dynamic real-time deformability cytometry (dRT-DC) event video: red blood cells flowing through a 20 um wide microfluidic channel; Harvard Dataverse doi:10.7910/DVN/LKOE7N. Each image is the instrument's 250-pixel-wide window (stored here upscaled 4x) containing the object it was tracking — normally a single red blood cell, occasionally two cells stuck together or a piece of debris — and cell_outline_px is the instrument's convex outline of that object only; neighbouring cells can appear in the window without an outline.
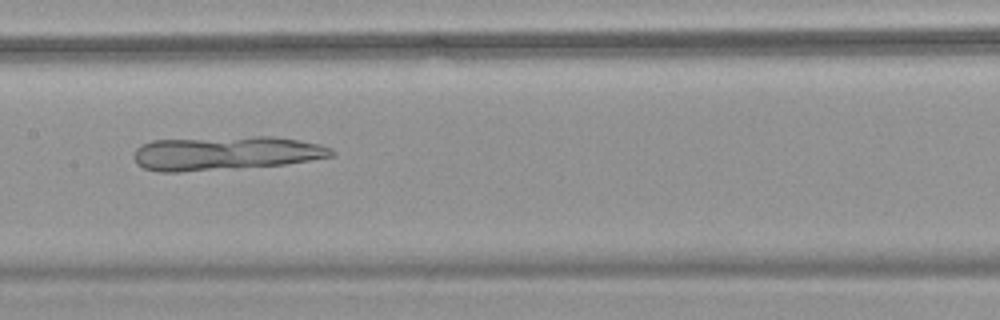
{"species": "common noctule bat (a hibernating species)", "species_latin": "Nyctalus noctula", "temperature_condition": "warm", "stored_images_in_passage": 55, "camera_frame_rate_fps": 3000, "um_per_image_px": 0.085, "animal": {"sex": "female", "body_mass_g": 18.4}, "frame": {"image": 1, "passage_image": 29, "time_ms": 9.333, "image_size_px": [1000, 320], "cell_outline_px": [[336, 152], [332, 156], [284, 164], [240, 168], [180, 172], [160, 172], [144, 168], [136, 164], [132, 156], [136, 148], [140, 144], [152, 140], [252, 136], [272, 136], [320, 144], [332, 148]], "centroid_in_image_um": [19.12, 13.02], "position_along_channel_um": 188.3, "area_um2": 39.3}}
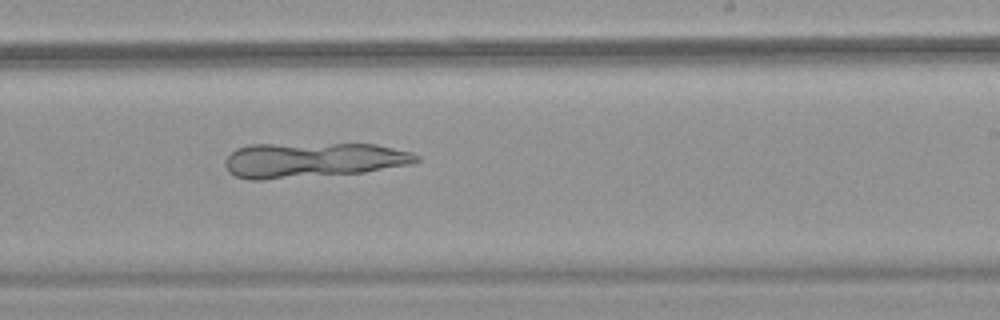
{"frame": {"image": 2, "passage_image": 35, "time_ms": 11.333, "image_size_px": [1000, 320], "cell_outline_px": [[420, 160], [412, 164], [364, 172], [264, 180], [252, 180], [236, 176], [228, 172], [224, 164], [224, 160], [236, 148], [248, 144], [376, 144], [412, 152], [420, 156]], "centroid_in_image_um": [26.58, 13.6], "position_along_channel_um": 262.4, "area_um2": 39.3}}
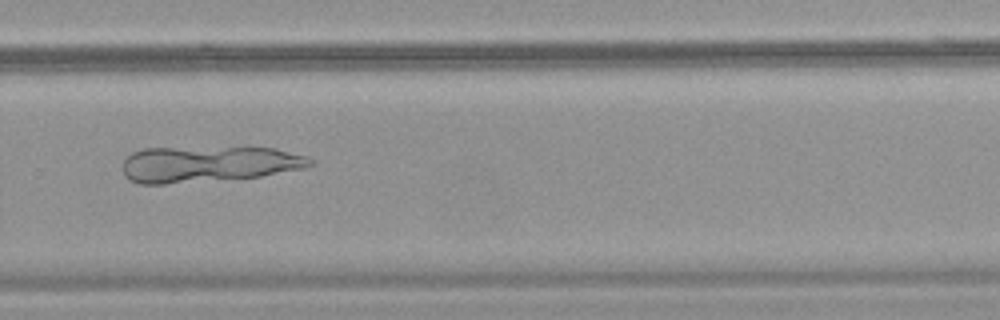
{"frame": {"image": 3, "passage_image": 39, "time_ms": 12.667, "image_size_px": [1000, 320], "cell_outline_px": [[316, 164], [308, 168], [260, 176], [164, 184], [140, 184], [128, 180], [124, 176], [124, 160], [132, 152], [144, 148], [276, 148], [308, 156], [316, 160]], "centroid_in_image_um": [17.77, 13.95], "position_along_channel_um": 312.0, "area_um2": 39.48}}